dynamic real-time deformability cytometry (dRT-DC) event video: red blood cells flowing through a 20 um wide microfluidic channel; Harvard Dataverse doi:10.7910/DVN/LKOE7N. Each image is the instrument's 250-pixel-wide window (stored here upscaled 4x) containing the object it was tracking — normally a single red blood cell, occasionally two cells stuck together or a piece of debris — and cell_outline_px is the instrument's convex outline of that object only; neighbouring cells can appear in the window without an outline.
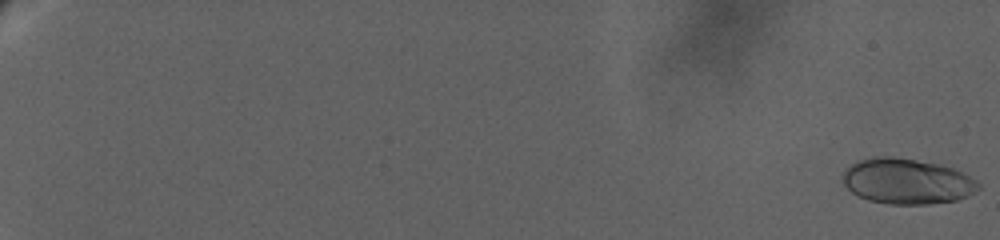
{"species": "human", "species_latin": "Homo sapiens", "temperature_condition": "warm", "stored_images_in_passage": 51, "camera_frame_rate_fps": 3000, "um_per_image_px": 0.085, "donor": {"sex": "female"}, "frame": {"image": 1, "passage_image": 1, "time_ms": 0.0, "image_size_px": [1000, 240], "cell_outline_px": [[980, 188], [976, 192], [968, 196], [956, 200], [928, 204], [888, 204], [868, 200], [856, 196], [844, 184], [844, 172], [852, 164], [860, 160], [872, 156], [892, 156], [940, 164], [952, 168], [976, 180], [980, 184]], "centroid_in_image_um": [77.1, 15.41], "position_along_channel_um": 7.9, "area_um2": 35.89}}
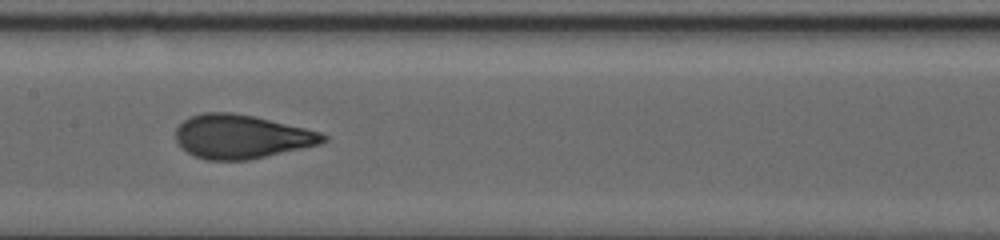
{"frame": {"image": 2, "passage_image": 29, "time_ms": 15.0, "image_size_px": [1000, 240], "cell_outline_px": [[328, 140], [320, 144], [248, 160], [208, 160], [196, 156], [180, 148], [176, 140], [176, 128], [184, 120], [192, 116], [204, 112], [232, 112], [256, 116], [320, 132], [328, 136]], "centroid_in_image_um": [20.51, 11.61], "position_along_channel_um": 186.9, "area_um2": 37.57}}
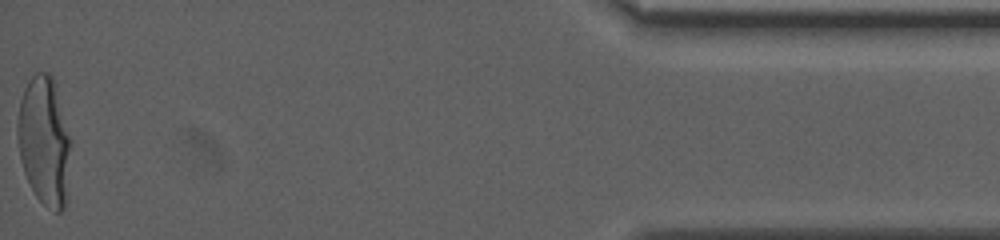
{"frame": {"image": 3, "passage_image": 51, "time_ms": 25.667, "image_size_px": [1000, 240], "cell_outline_px": [[72, 144], [68, 196], [64, 208], [60, 212], [56, 212], [44, 204], [36, 196], [24, 172], [20, 156], [16, 132], [16, 128], [20, 100], [24, 88], [28, 80], [36, 72], [48, 72], [52, 76], [56, 84], [72, 140]], "centroid_in_image_um": [3.81, 11.98], "position_along_channel_um": 431.4, "area_um2": 40.92}, "authors_computed_cell_mechanics": {"area_um2": 36.2984, "velocity_mm_per_s": 2.9214, "shape_relaxation_time_tau1_ms": 6.482, "shape_relaxation_time_tau2_ms": null, "deformation_change_tau1": 0.2083, "deformation_change_tau2": null}}